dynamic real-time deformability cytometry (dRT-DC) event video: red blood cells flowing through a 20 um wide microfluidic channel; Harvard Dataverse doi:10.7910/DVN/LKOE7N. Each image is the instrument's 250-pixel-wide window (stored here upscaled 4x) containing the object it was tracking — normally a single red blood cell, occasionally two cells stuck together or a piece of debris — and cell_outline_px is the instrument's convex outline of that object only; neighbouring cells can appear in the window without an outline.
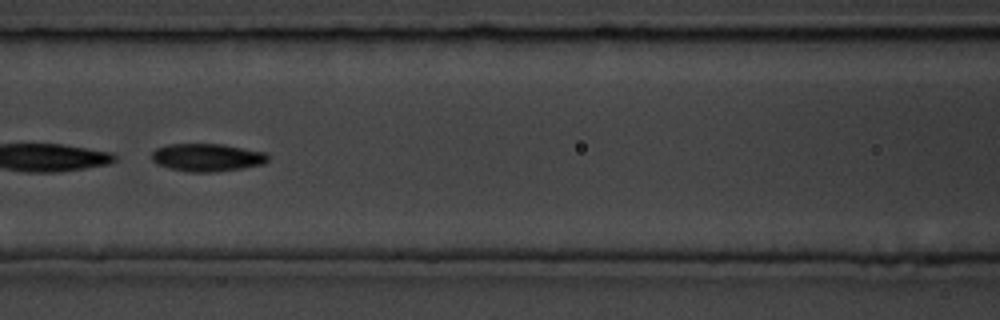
{"species": "common noctule bat (a hibernating species)", "species_latin": "Nyctalus noctula", "temperature_condition": "room temperature", "stored_images_in_passage": 10, "camera_frame_rate_fps": 3000, "um_per_image_px": 0.085, "animal": {"sex": "male", "body_mass_g": 19.5, "forearm_length_mm": 54.6}, "frame": {"image": 1, "passage_image": 6, "time_ms": 5.667, "image_size_px": [1000, 320], "cell_outline_px": [[268, 160], [264, 164], [244, 168], [212, 172], [188, 172], [168, 168], [156, 164], [152, 160], [152, 152], [156, 148], [168, 144], [224, 144], [264, 152], [268, 156]], "centroid_in_image_um": [17.58, 13.39], "position_along_channel_um": 149.0, "area_um2": 18.96}}
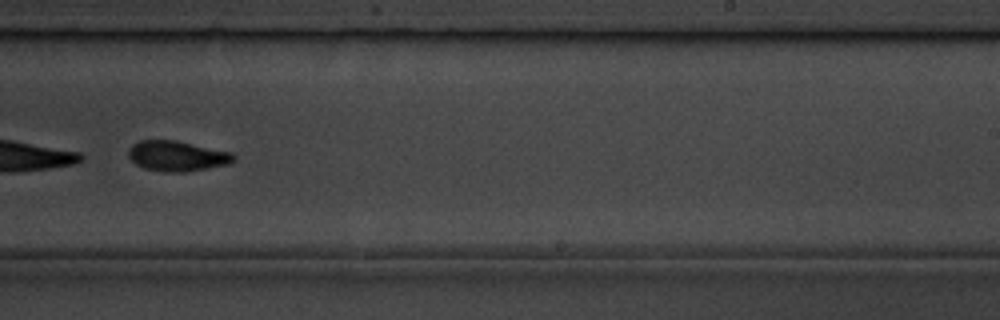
{"frame": {"image": 2, "passage_image": 9, "time_ms": 9.0, "image_size_px": [1000, 320], "cell_outline_px": [[236, 160], [228, 164], [184, 172], [168, 172], [144, 168], [136, 164], [128, 156], [128, 148], [132, 144], [140, 140], [176, 140], [232, 152], [236, 156]], "centroid_in_image_um": [15.05, 13.25], "position_along_channel_um": 273.9, "area_um2": 18.61}}